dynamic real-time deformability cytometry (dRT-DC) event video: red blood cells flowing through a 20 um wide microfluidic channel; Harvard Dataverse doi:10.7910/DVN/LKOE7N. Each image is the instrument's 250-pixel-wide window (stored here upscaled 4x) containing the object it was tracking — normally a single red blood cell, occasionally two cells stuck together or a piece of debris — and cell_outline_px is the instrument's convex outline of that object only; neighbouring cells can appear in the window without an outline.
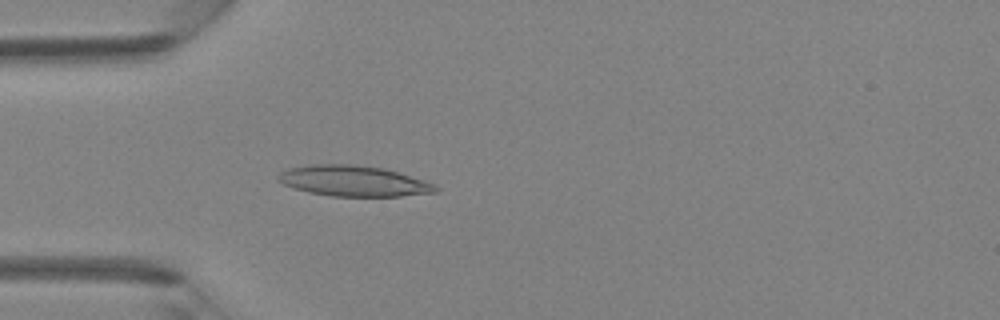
{"species": "Egyptian fruit bat (a non-hibernating species)", "species_latin": "Rousettus aegyptiacus", "temperature_condition": "room temperature", "stored_images_in_passage": 41, "camera_frame_rate_fps": 3000, "um_per_image_px": 0.085, "animal": {"sex": "female"}, "frame": {"image": 1, "passage_image": 12, "time_ms": 3.667, "image_size_px": [1000, 320], "cell_outline_px": [[440, 188], [436, 192], [400, 196], [332, 196], [308, 192], [284, 184], [276, 180], [276, 176], [280, 172], [288, 168], [312, 164], [352, 164], [384, 168], [424, 180], [436, 184]], "centroid_in_image_um": [30.05, 15.38], "position_along_channel_um": 55.0, "area_um2": 28.15}}
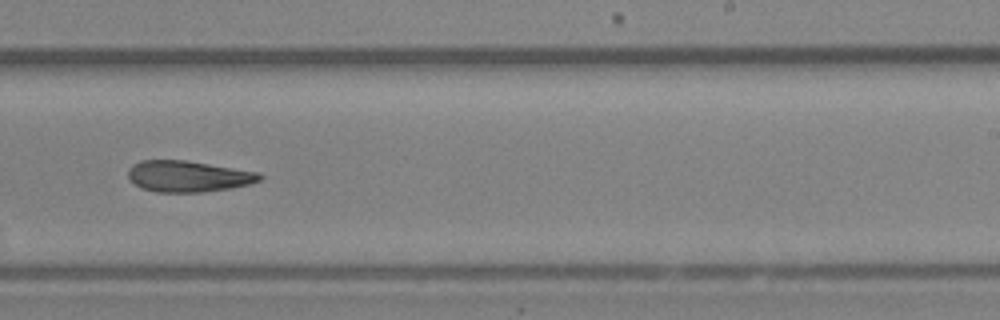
{"frame": {"image": 2, "passage_image": 26, "time_ms": 8.333, "image_size_px": [1000, 320], "cell_outline_px": [[264, 176], [260, 180], [252, 184], [232, 188], [204, 192], [156, 192], [140, 188], [128, 176], [128, 168], [132, 164], [140, 160], [184, 160], [260, 172]], "centroid_in_image_um": [16.02, 14.99], "position_along_channel_um": 273.0, "area_um2": 24.1}}
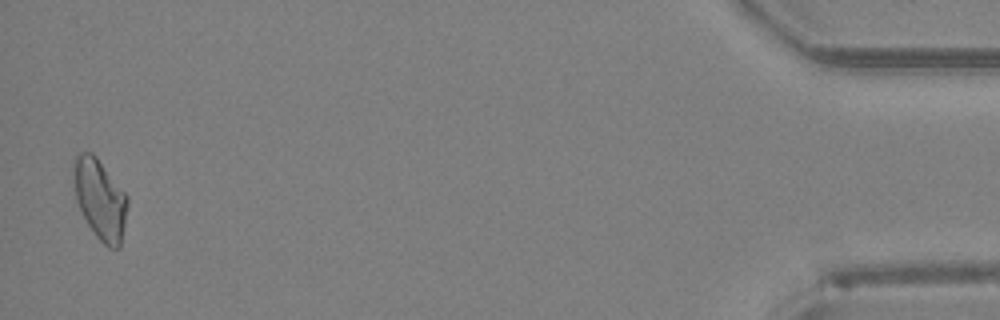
{"frame": {"image": 3, "passage_image": 41, "time_ms": 13.333, "image_size_px": [1000, 320], "cell_outline_px": [[128, 204], [120, 248], [108, 248], [96, 236], [88, 224], [76, 200], [72, 172], [72, 164], [76, 156], [80, 152], [92, 152], [96, 156], [128, 196]], "centroid_in_image_um": [8.49, 16.91], "position_along_channel_um": 426.7, "area_um2": 25.2}}